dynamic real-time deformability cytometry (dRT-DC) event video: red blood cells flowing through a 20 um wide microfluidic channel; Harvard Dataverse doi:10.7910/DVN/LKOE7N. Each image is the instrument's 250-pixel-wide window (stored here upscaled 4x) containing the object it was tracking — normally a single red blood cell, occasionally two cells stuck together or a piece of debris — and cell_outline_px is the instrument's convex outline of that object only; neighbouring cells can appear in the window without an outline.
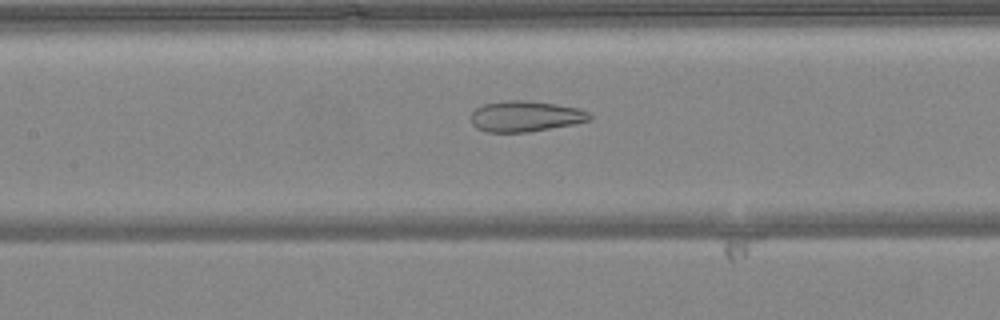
{"species": "common noctule bat (a hibernating species)", "species_latin": "Nyctalus noctula", "temperature_condition": "warm", "stored_images_in_passage": 50, "camera_frame_rate_fps": 3000, "um_per_image_px": 0.085, "animal": {"sex": "female", "body_mass_g": 24.6, "forearm_length_mm": 56.2}, "frame": {"image": 1, "passage_image": 23, "time_ms": 7.333, "image_size_px": [1000, 320], "cell_outline_px": [[592, 120], [572, 124], [528, 132], [484, 132], [476, 128], [472, 124], [472, 112], [476, 108], [484, 104], [504, 100], [520, 100], [556, 104], [580, 108], [588, 112], [592, 116]], "centroid_in_image_um": [44.66, 9.88], "position_along_channel_um": 162.7, "area_um2": 21.27}}
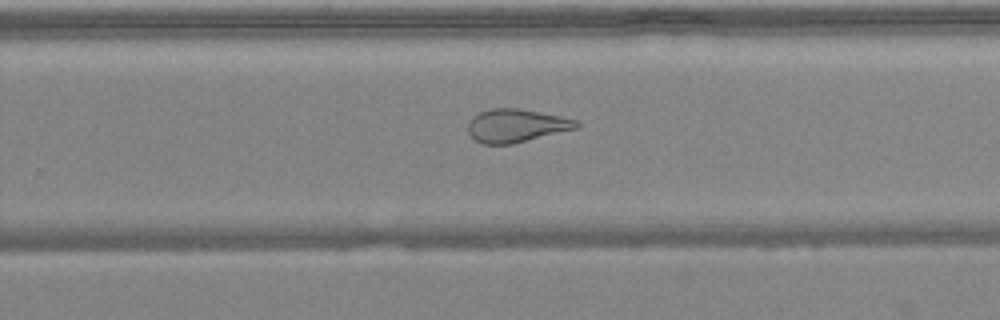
{"frame": {"image": 2, "passage_image": 32, "time_ms": 10.333, "image_size_px": [1000, 320], "cell_outline_px": [[580, 128], [512, 144], [484, 144], [476, 140], [468, 132], [468, 124], [472, 116], [480, 112], [492, 108], [516, 108], [560, 116], [576, 120], [580, 124]], "centroid_in_image_um": [43.89, 10.68], "position_along_channel_um": 285.9, "area_um2": 20.92}}
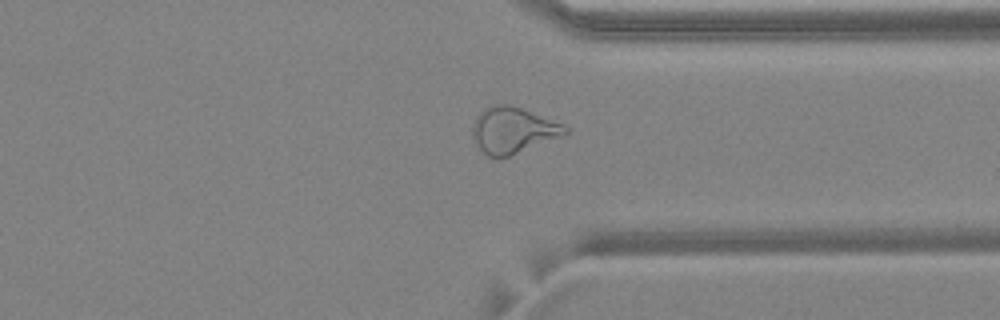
{"frame": {"image": 3, "passage_image": 38, "time_ms": 12.333, "image_size_px": [1000, 320], "cell_outline_px": [[568, 132], [508, 156], [488, 156], [476, 144], [472, 136], [472, 128], [476, 116], [488, 104], [512, 104], [564, 124], [568, 128]], "centroid_in_image_um": [43.55, 11.01], "position_along_channel_um": 367.9, "area_um2": 24.45}, "authors_computed_cell_mechanics": {"area_um2": 27.4261, "velocity_mm_per_s": 4.1273, "shape_relaxation_time_tau1_ms": null, "shape_relaxation_time_tau2_ms": 1.6969, "deformation_change_tau1": null, "deformation_change_tau2": 0.1069}}